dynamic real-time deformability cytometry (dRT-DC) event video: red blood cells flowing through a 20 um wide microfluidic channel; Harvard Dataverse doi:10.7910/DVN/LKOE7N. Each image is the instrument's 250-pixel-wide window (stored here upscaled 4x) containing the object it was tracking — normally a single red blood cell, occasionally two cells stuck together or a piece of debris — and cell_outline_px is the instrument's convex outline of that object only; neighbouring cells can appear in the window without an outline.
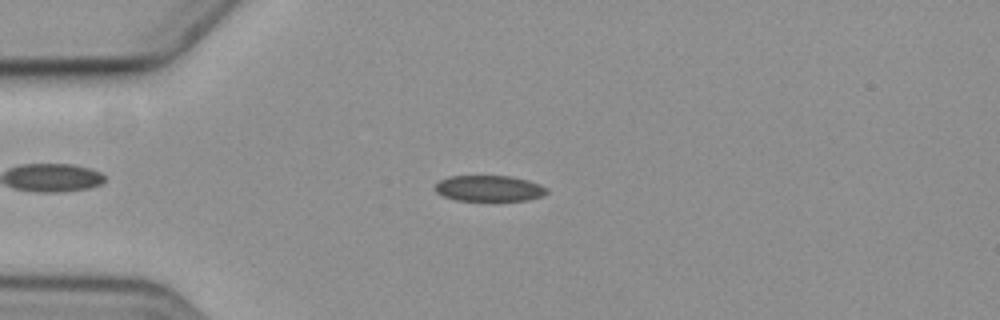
{"species": "common noctule bat (a hibernating species)", "species_latin": "Nyctalus noctula", "temperature_condition": "cold", "stored_images_in_passage": 4, "camera_frame_rate_fps": 3000, "um_per_image_px": 0.085, "animal": {"sex": "female", "body_mass_g": 19.3, "forearm_length_mm": 54.1}, "frame": {"image": 1, "passage_image": 2, "time_ms": 1.333, "image_size_px": [1000, 320], "cell_outline_px": [[548, 192], [540, 196], [528, 200], [492, 204], [456, 200], [444, 196], [436, 192], [436, 184], [440, 180], [448, 176], [512, 176], [528, 180], [540, 184], [548, 188]], "centroid_in_image_um": [41.61, 16.07], "position_along_channel_um": 43.4, "area_um2": 17.8}}
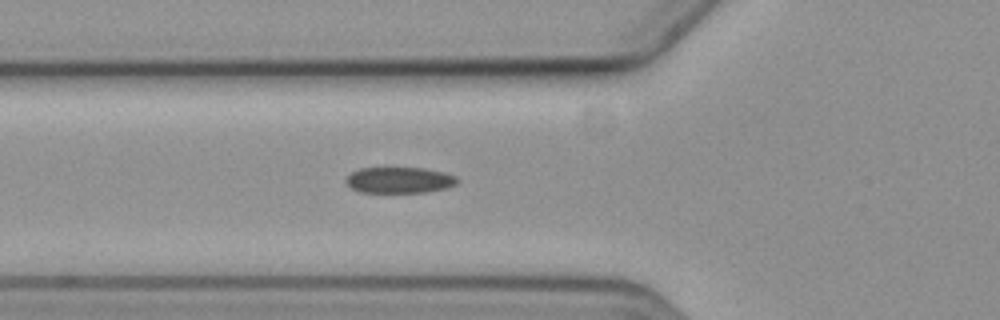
{"frame": {"image": 2, "passage_image": 4, "time_ms": 3.333, "image_size_px": [1000, 320], "cell_outline_px": [[460, 180], [456, 184], [448, 188], [428, 192], [360, 192], [352, 188], [344, 180], [352, 172], [360, 168], [384, 164], [424, 168], [444, 172], [456, 176]], "centroid_in_image_um": [33.95, 15.25], "position_along_channel_um": 91.9, "area_um2": 17.86}}